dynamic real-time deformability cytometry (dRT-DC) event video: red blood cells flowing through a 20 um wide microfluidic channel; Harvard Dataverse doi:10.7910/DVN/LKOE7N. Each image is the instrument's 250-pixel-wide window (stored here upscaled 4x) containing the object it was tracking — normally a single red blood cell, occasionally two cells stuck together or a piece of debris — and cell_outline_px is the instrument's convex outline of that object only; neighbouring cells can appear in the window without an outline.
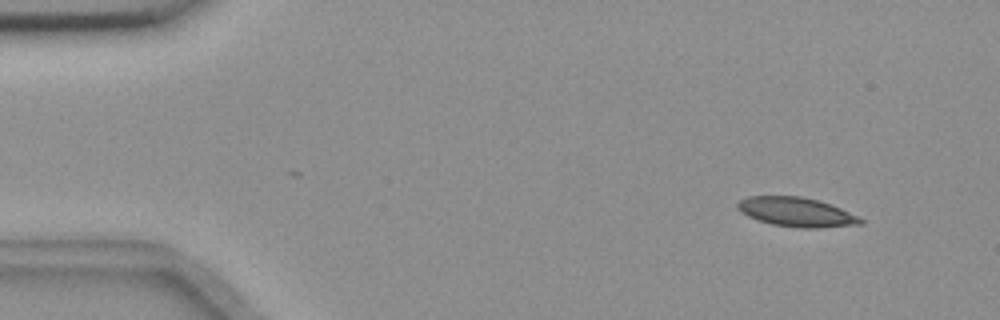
{"species": "common noctule bat (a hibernating species)", "species_latin": "Nyctalus noctula", "temperature_condition": "room temperature", "stored_images_in_passage": 53, "segment_of_instrument_passage": [1, 2], "camera_frame_rate_fps": 3000, "um_per_image_px": 0.085, "animal": {"sex": "female", "body_mass_g": 18.4}, "frame": {"image": 1, "passage_image": 2, "time_ms": 0.333, "image_size_px": [1000, 320], "cell_outline_px": [[864, 224], [820, 228], [800, 228], [772, 224], [748, 216], [740, 212], [736, 208], [736, 204], [740, 200], [748, 196], [800, 196], [816, 200], [840, 208], [864, 220]], "centroid_in_image_um": [67.67, 18.03], "position_along_channel_um": 17.3, "area_um2": 20.81}}
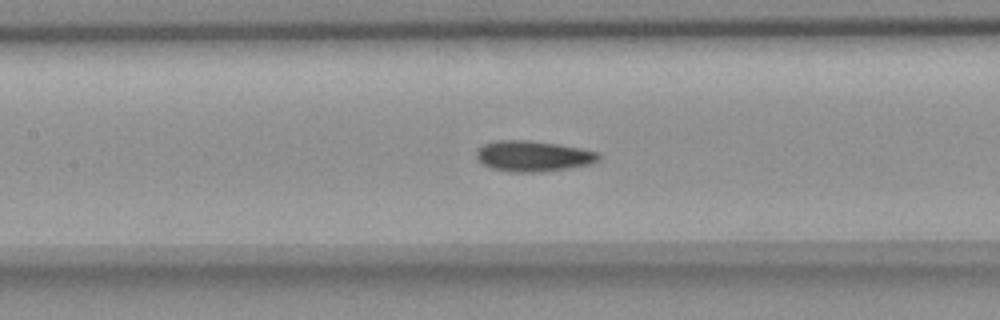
{"frame": {"image": 2, "passage_image": 22, "time_ms": 7.0, "image_size_px": [1000, 320], "cell_outline_px": [[600, 156], [592, 164], [568, 168], [540, 172], [512, 172], [492, 168], [476, 160], [476, 148], [484, 144], [496, 140], [532, 140], [580, 148], [600, 152]], "centroid_in_image_um": [45.29, 13.26], "position_along_channel_um": 162.1, "area_um2": 21.96}}
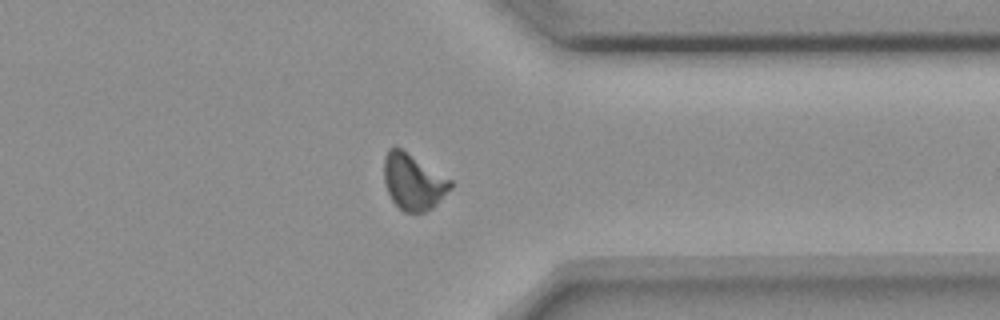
{"frame": {"image": 3, "passage_image": 40, "time_ms": 13.0, "image_size_px": [1000, 320], "cell_outline_px": [[452, 188], [432, 208], [424, 212], [404, 212], [392, 200], [384, 184], [384, 156], [388, 148], [396, 144], [452, 180]], "centroid_in_image_um": [35.11, 15.41], "position_along_channel_um": 376.3, "area_um2": 21.96}}